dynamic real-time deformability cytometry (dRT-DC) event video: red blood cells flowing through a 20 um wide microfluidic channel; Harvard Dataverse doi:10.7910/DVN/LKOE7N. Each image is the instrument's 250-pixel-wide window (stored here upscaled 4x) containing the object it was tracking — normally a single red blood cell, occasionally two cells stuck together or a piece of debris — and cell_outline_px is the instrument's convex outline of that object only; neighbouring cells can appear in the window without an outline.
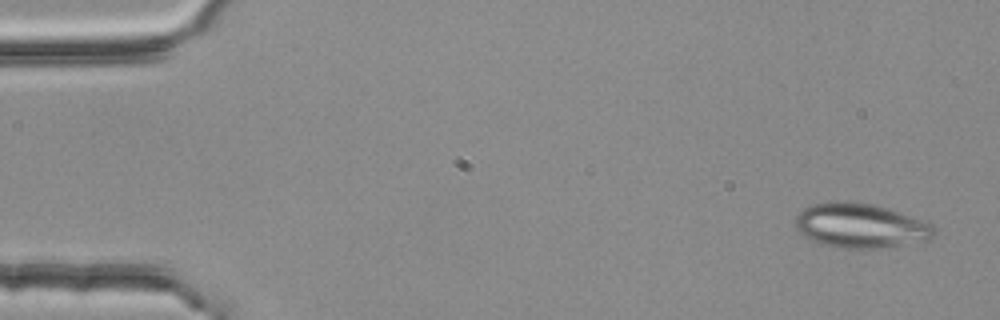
{"species": "common noctule bat (a hibernating species)", "species_latin": "Nyctalus noctula", "temperature_condition": "room temperature", "stored_images_in_passage": 3, "camera_frame_rate_fps": 3000, "um_per_image_px": 0.085, "animal": {"sex": "female", "body_mass_g": 25.1}, "frame": {"image": 1, "passage_image": 1, "time_ms": 0.0, "image_size_px": [1000, 320], "cell_outline_px": [[936, 236], [928, 240], [880, 248], [836, 248], [820, 244], [804, 236], [792, 224], [796, 216], [804, 208], [812, 204], [832, 200], [852, 200], [876, 204], [900, 212], [920, 220], [928, 224], [936, 232]], "centroid_in_image_um": [73.07, 19.16], "position_along_channel_um": 11.9, "area_um2": 36.41}}